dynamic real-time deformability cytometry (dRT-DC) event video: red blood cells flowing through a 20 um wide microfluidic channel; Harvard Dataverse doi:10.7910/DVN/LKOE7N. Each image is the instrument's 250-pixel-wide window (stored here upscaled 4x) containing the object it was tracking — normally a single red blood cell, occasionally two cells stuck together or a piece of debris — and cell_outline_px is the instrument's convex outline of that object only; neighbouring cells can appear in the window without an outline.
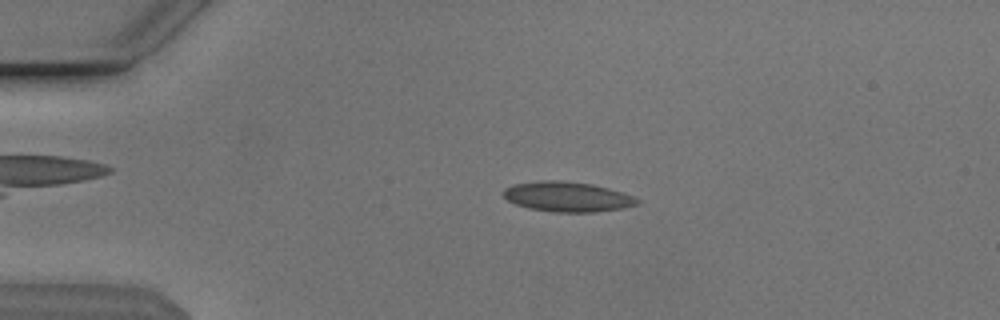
{"species": "Egyptian fruit bat (a non-hibernating species)", "species_latin": "Rousettus aegyptiacus", "temperature_condition": "cold", "stored_images_in_passage": 52, "camera_frame_rate_fps": 3000, "um_per_image_px": 0.085, "animal": {"sex": "male"}, "frame": {"image": 1, "passage_image": 11, "time_ms": 3.333, "image_size_px": [1000, 320], "cell_outline_px": [[640, 200], [636, 204], [624, 208], [596, 212], [556, 212], [528, 208], [516, 204], [508, 200], [504, 196], [504, 188], [512, 184], [540, 180], [556, 180], [592, 184], [608, 188], [632, 196]], "centroid_in_image_um": [48.2, 16.72], "position_along_channel_um": 36.8, "area_um2": 23.24}}
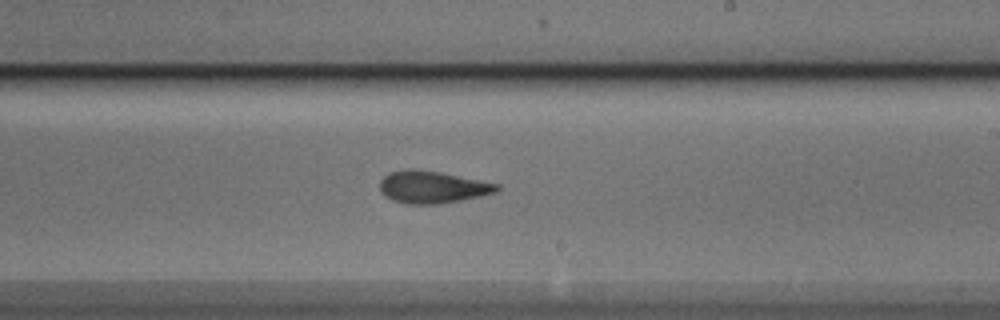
{"frame": {"image": 2, "passage_image": 31, "time_ms": 10.0, "image_size_px": [1000, 320], "cell_outline_px": [[500, 188], [496, 192], [480, 196], [460, 200], [436, 204], [408, 204], [392, 200], [380, 192], [380, 180], [388, 172], [408, 168], [412, 168], [440, 172], [500, 184]], "centroid_in_image_um": [36.72, 15.89], "position_along_channel_um": 252.3, "area_um2": 22.02}}
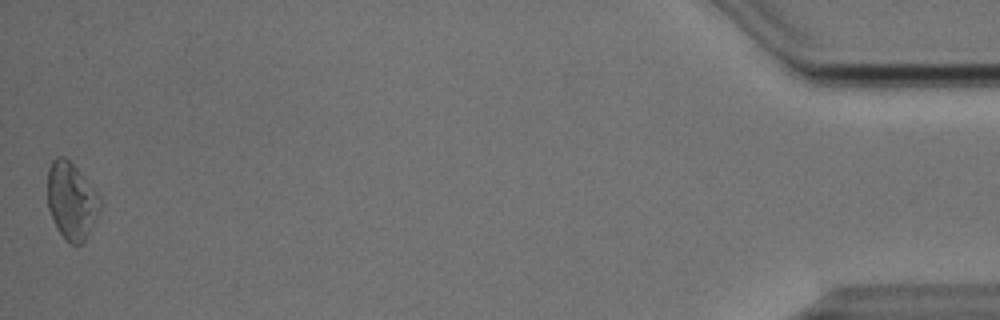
{"frame": {"image": 3, "passage_image": 52, "time_ms": 17.0, "image_size_px": [1000, 320], "cell_outline_px": [[100, 208], [92, 228], [88, 236], [80, 244], [68, 244], [64, 240], [48, 208], [48, 168], [52, 160], [56, 156], [64, 156], [84, 176], [100, 200]], "centroid_in_image_um": [6.06, 17.08], "position_along_channel_um": 429.1, "area_um2": 23.18}, "authors_computed_cell_mechanics": {"area_um2": 21.7328, "velocity_mm_per_s": 3.8536, "shape_relaxation_time_tau1_ms": 8.0104, "shape_relaxation_time_tau2_ms": 2.7441, "deformation_change_tau1": 0.1678, "deformation_change_tau2": 0.0977}}